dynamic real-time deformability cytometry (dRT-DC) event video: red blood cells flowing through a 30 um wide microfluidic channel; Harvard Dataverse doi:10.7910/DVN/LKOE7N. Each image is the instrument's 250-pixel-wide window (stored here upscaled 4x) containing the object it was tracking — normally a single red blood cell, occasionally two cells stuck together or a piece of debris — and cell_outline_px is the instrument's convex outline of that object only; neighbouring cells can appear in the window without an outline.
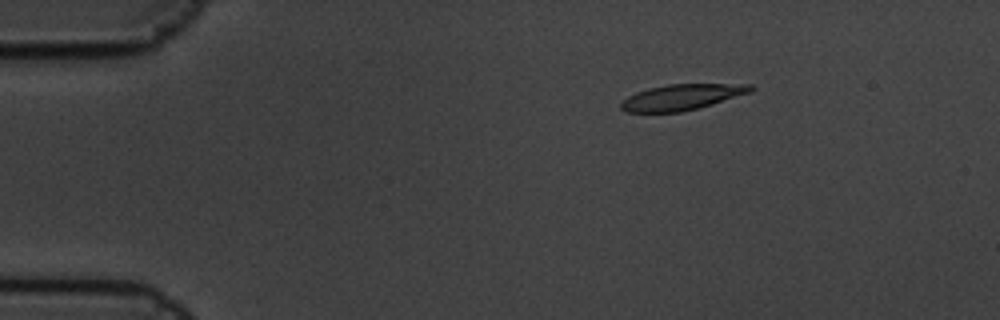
{"species": "common noctule bat (a hibernating species)", "species_latin": "Nyctalus noctula", "temperature_condition": "cold", "stored_images_in_passage": 10, "camera_frame_rate_fps": 3000, "um_per_image_px": 0.085, "animal": {"sex": "male", "body_mass_g": 19.5, "forearm_length_mm": 54.6}, "frame": {"image": 1, "passage_image": 3, "time_ms": 0.667, "image_size_px": [1000, 320], "cell_outline_px": [[756, 88], [752, 92], [712, 104], [680, 112], [628, 112], [620, 108], [620, 104], [628, 96], [636, 92], [648, 88], [668, 84], [752, 84]], "centroid_in_image_um": [57.98, 8.24], "position_along_channel_um": 27.0, "area_um2": 19.42}}
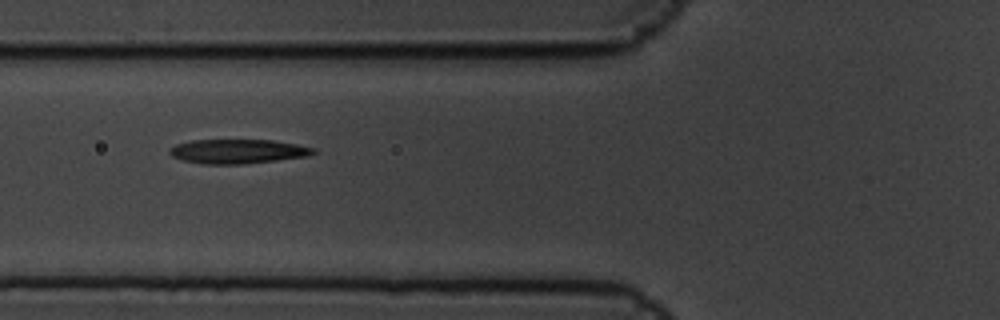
{"frame": {"image": 2, "passage_image": 7, "time_ms": 2.0, "image_size_px": [1000, 320], "cell_outline_px": [[316, 152], [308, 156], [244, 164], [204, 164], [184, 160], [172, 156], [168, 152], [168, 148], [176, 144], [192, 140], [272, 140], [296, 144], [316, 148]], "centroid_in_image_um": [20.2, 12.86], "position_along_channel_um": 105.6, "area_um2": 20.35}}
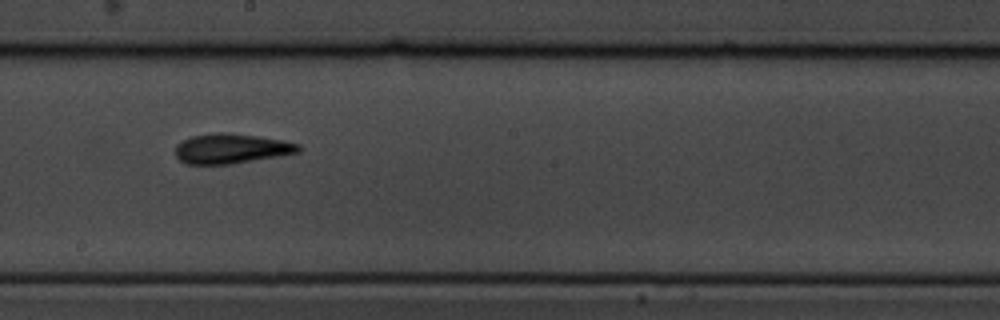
{"frame": {"image": 3, "passage_image": 10, "time_ms": 3.0, "image_size_px": [1000, 320], "cell_outline_px": [[300, 152], [232, 164], [184, 164], [176, 156], [176, 144], [192, 136], [216, 132], [228, 132], [284, 140], [300, 144]], "centroid_in_image_um": [19.65, 12.63], "position_along_channel_um": 228.5, "area_um2": 21.44}}